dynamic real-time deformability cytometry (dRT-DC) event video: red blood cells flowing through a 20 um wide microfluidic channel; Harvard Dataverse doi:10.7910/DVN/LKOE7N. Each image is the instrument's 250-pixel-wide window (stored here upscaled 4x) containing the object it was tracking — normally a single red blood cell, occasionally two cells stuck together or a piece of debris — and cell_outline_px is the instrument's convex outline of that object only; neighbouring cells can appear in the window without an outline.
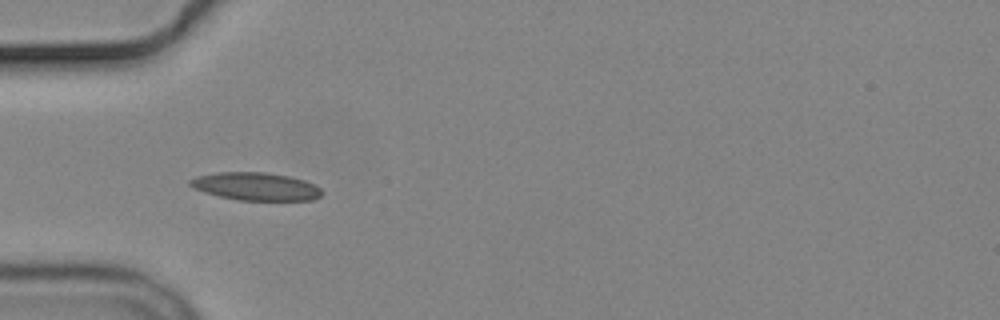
{"species": "common noctule bat (a hibernating species)", "species_latin": "Nyctalus noctula", "temperature_condition": "cold", "stored_images_in_passage": 8, "camera_frame_rate_fps": 3000, "um_per_image_px": 0.085, "animal": {"sex": "male", "body_mass_g": 19.2, "forearm_length_mm": 51.8}, "frame": {"image": 1, "passage_image": 7, "time_ms": 7.0, "image_size_px": [1000, 320], "cell_outline_px": [[324, 192], [320, 196], [312, 200], [240, 200], [220, 196], [204, 192], [192, 188], [188, 184], [188, 180], [196, 176], [216, 172], [268, 172], [288, 176], [304, 180], [320, 188]], "centroid_in_image_um": [21.71, 15.84], "position_along_channel_um": 63.3, "area_um2": 21.44}}
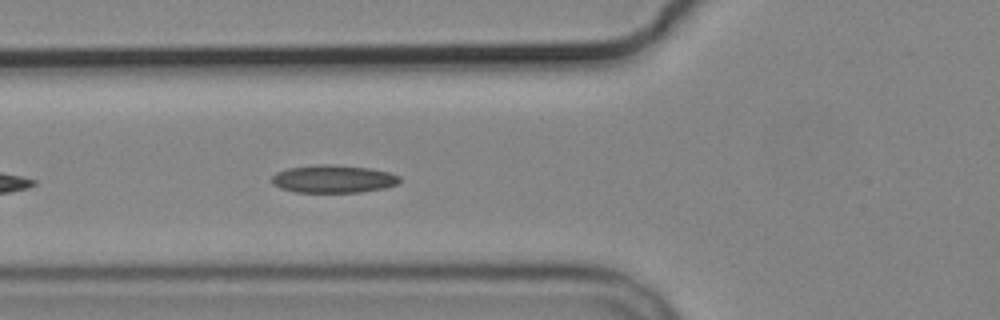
{"frame": {"image": 2, "passage_image": 8, "time_ms": 8.0, "image_size_px": [1000, 320], "cell_outline_px": [[400, 180], [396, 184], [384, 188], [360, 192], [296, 192], [280, 188], [272, 184], [272, 176], [276, 172], [288, 168], [316, 164], [328, 164], [368, 168], [388, 172], [400, 176]], "centroid_in_image_um": [28.29, 15.21], "position_along_channel_um": 97.5, "area_um2": 20.63}}